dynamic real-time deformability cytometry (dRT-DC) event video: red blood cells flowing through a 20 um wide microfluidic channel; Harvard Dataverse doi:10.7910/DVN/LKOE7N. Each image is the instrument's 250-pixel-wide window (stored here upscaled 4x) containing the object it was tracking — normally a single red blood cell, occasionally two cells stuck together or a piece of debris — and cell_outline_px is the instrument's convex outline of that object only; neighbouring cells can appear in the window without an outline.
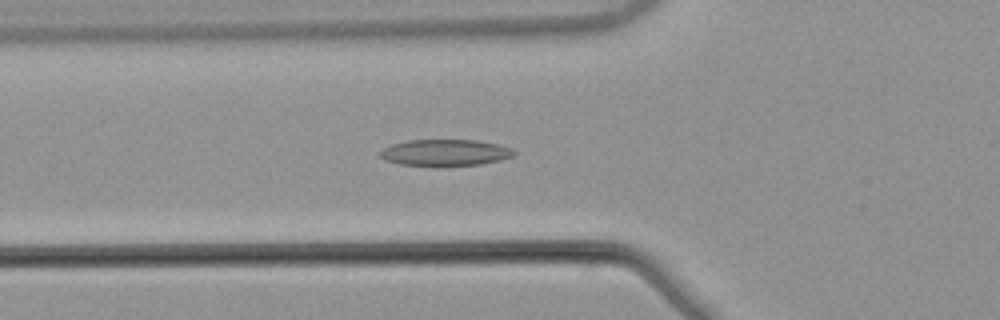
{"species": "common noctule bat (a hibernating species)", "species_latin": "Nyctalus noctula", "temperature_condition": "warm", "stored_images_in_passage": 43, "camera_frame_rate_fps": 3000, "um_per_image_px": 0.085, "animal": {"sex": "male", "body_mass_g": 21.5, "forearm_length_mm": 52.0}, "frame": {"image": 1, "passage_image": 9, "time_ms": 2.667, "image_size_px": [1000, 320], "cell_outline_px": [[516, 152], [512, 156], [500, 160], [480, 164], [400, 164], [384, 160], [380, 156], [380, 152], [384, 148], [392, 144], [408, 140], [476, 140], [496, 144], [512, 148]], "centroid_in_image_um": [37.84, 12.94], "position_along_channel_um": 88.0, "area_um2": 19.94}}
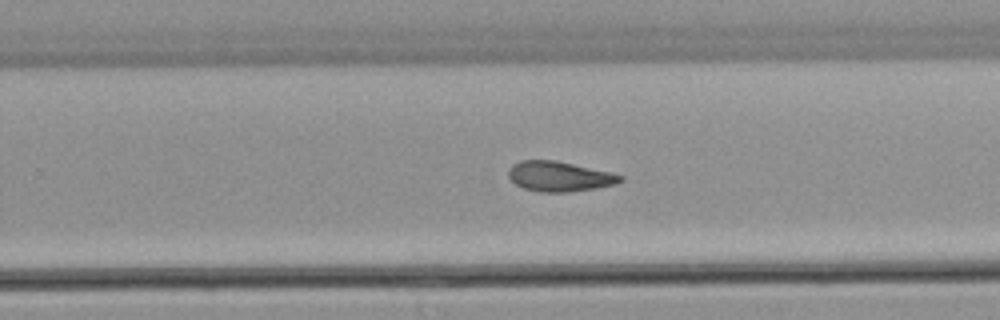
{"frame": {"image": 2, "passage_image": 24, "time_ms": 7.667, "image_size_px": [1000, 320], "cell_outline_px": [[624, 180], [616, 184], [596, 188], [568, 192], [540, 192], [524, 188], [516, 184], [508, 176], [508, 168], [512, 164], [520, 160], [556, 160], [612, 172], [624, 176]], "centroid_in_image_um": [47.56, 14.99], "position_along_channel_um": 282.2, "area_um2": 19.77}}
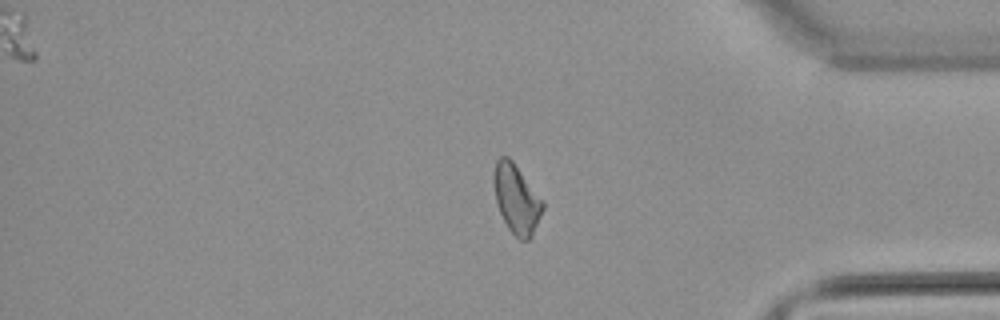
{"frame": {"image": 3, "passage_image": 34, "time_ms": 11.0, "image_size_px": [1000, 320], "cell_outline_px": [[544, 208], [532, 236], [528, 240], [520, 240], [508, 228], [500, 212], [496, 200], [496, 160], [500, 156], [508, 156], [512, 160], [544, 200]], "centroid_in_image_um": [43.96, 16.94], "position_along_channel_um": 391.2, "area_um2": 19.19}, "authors_computed_cell_mechanics": {"area_um2": 19.652, "velocity_mm_per_s": 3.8858, "shape_relaxation_time_tau1_ms": null, "shape_relaxation_time_tau2_ms": 9.5039, "deformation_change_tau1": null, "deformation_change_tau2": 0.2061}}